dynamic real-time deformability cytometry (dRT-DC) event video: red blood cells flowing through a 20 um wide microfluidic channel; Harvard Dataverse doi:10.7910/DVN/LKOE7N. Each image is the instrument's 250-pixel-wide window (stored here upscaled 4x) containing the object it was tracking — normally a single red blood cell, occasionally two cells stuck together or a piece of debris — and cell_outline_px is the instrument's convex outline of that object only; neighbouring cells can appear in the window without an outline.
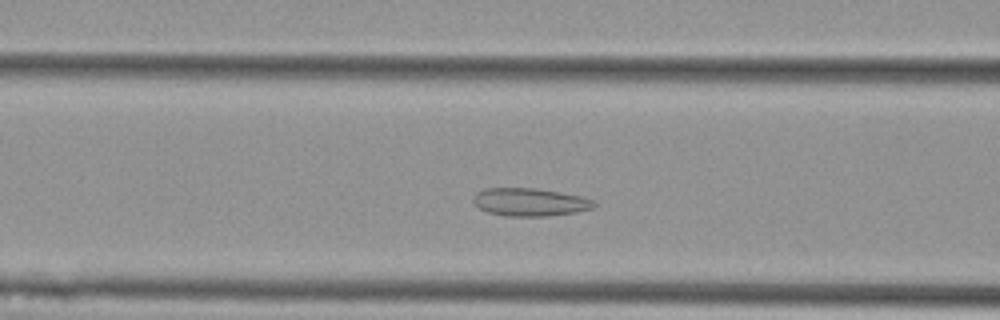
{"species": "Egyptian fruit bat (a non-hibernating species)", "species_latin": "Rousettus aegyptiacus", "temperature_condition": "cold", "stored_images_in_passage": 47, "camera_frame_rate_fps": 3000, "um_per_image_px": 0.085, "animal": {"sex": "female"}, "frame": {"image": 1, "passage_image": 13, "time_ms": 4.0, "image_size_px": [1000, 320], "cell_outline_px": [[596, 204], [592, 208], [576, 212], [544, 216], [508, 216], [488, 212], [480, 208], [472, 200], [472, 196], [476, 192], [488, 188], [536, 188], [560, 192], [580, 196], [592, 200]], "centroid_in_image_um": [45.01, 17.17], "position_along_channel_um": 121.6, "area_um2": 19.48}}
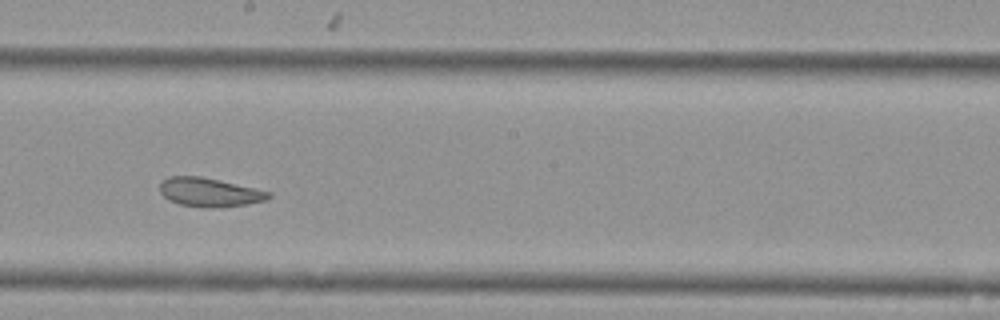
{"frame": {"image": 2, "passage_image": 22, "time_ms": 7.0, "image_size_px": [1000, 320], "cell_outline_px": [[272, 196], [268, 200], [244, 204], [216, 208], [208, 208], [180, 204], [168, 200], [160, 192], [160, 180], [168, 176], [200, 176], [256, 188], [272, 192]], "centroid_in_image_um": [17.8, 16.34], "position_along_channel_um": 230.4, "area_um2": 18.38}}
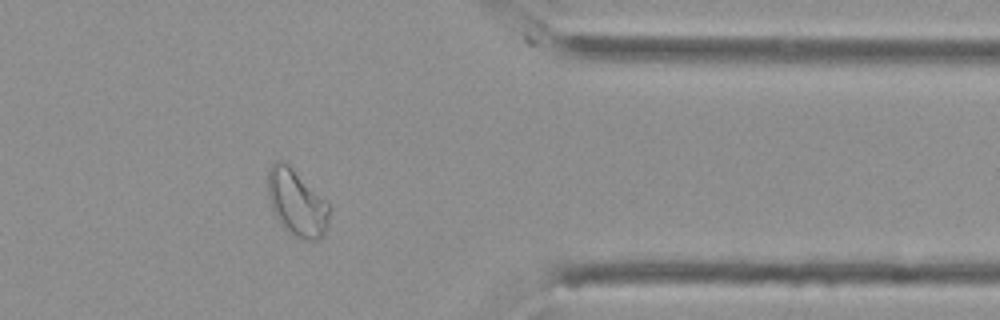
{"frame": {"image": 3, "passage_image": 36, "time_ms": 11.667, "image_size_px": [1000, 320], "cell_outline_px": [[328, 224], [320, 240], [304, 240], [288, 232], [280, 224], [272, 208], [268, 196], [268, 168], [276, 160], [284, 160], [328, 204]], "centroid_in_image_um": [25.19, 17.25], "position_along_channel_um": 386.2, "area_um2": 23.35}, "authors_computed_cell_mechanics": {"area_um2": 21.386, "velocity_mm_per_s": 3.6422, "shape_relaxation_time_tau1_ms": null, "shape_relaxation_time_tau2_ms": 1.6764, "deformation_change_tau1": null, "deformation_change_tau2": 0.0756}}